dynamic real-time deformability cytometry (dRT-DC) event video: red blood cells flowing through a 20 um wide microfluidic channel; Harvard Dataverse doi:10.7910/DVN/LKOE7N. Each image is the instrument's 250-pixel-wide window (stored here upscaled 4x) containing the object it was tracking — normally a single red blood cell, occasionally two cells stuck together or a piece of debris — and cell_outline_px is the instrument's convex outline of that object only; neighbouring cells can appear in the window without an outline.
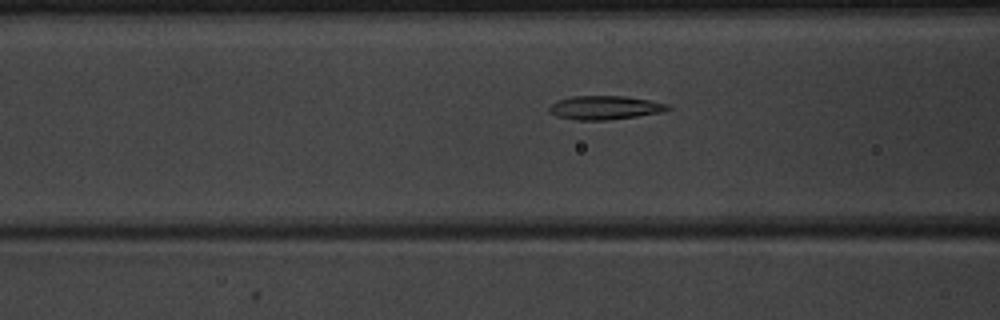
{"species": "common noctule bat (a hibernating species)", "species_latin": "Nyctalus noctula", "temperature_condition": "warm", "stored_images_in_passage": 39, "segment_of_instrument_passage": [1, 2], "camera_frame_rate_fps": 3000, "um_per_image_px": 0.085, "animal": {"sex": "male", "body_mass_g": 20.1, "forearm_length_mm": 53.5}, "frame": {"image": 1, "passage_image": 15, "time_ms": 4.667, "image_size_px": [1000, 320], "cell_outline_px": [[672, 108], [664, 112], [608, 120], [576, 120], [556, 116], [548, 108], [556, 100], [572, 96], [624, 96], [672, 104]], "centroid_in_image_um": [51.46, 9.15], "position_along_channel_um": 115.1, "area_um2": 16.47}}
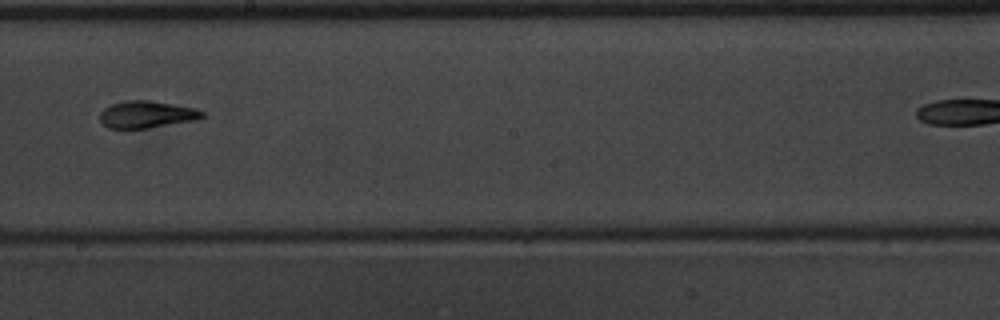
{"frame": {"image": 2, "passage_image": 24, "time_ms": 7.667, "image_size_px": [1000, 320], "cell_outline_px": [[204, 116], [196, 120], [148, 128], [108, 128], [100, 120], [100, 112], [104, 108], [112, 104], [124, 100], [148, 100], [196, 108], [204, 112]], "centroid_in_image_um": [12.47, 9.72], "position_along_channel_um": 235.7, "area_um2": 16.07}}
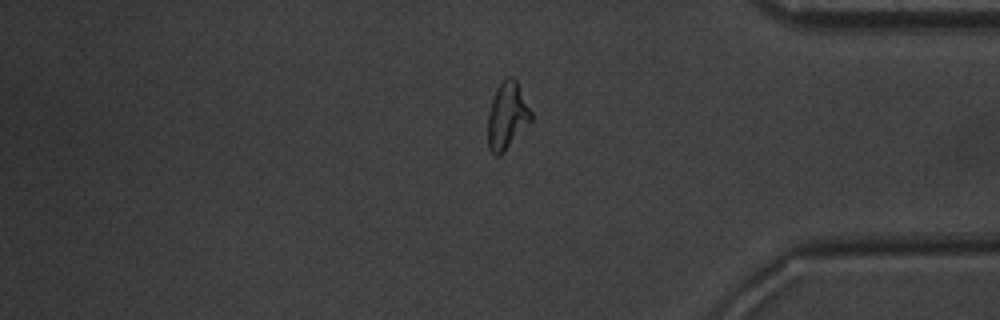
{"frame": {"image": 3, "passage_image": 37, "time_ms": 12.0, "image_size_px": [1000, 320], "cell_outline_px": [[532, 120], [504, 152], [500, 156], [496, 156], [488, 148], [488, 112], [496, 88], [508, 76], [512, 76], [516, 80], [532, 112]], "centroid_in_image_um": [43.1, 9.86], "position_along_channel_um": 392.1, "area_um2": 16.82}}